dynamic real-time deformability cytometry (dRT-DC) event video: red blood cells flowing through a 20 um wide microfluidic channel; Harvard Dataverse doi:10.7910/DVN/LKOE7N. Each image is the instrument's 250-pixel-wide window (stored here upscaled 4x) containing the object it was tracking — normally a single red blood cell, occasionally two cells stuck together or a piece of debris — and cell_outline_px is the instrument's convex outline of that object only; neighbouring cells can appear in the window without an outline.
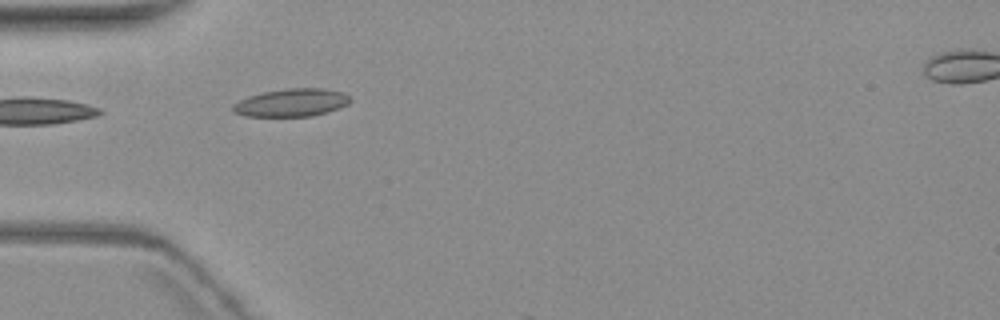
{"species": "common noctule bat (a hibernating species)", "species_latin": "Nyctalus noctula", "temperature_condition": "warm", "stored_images_in_passage": 3, "camera_frame_rate_fps": 3000, "um_per_image_px": 0.085, "animal": {"sex": "female", "body_mass_g": 19.3, "forearm_length_mm": 54.1}, "frame": {"image": 1, "passage_image": 2, "time_ms": 1.0, "image_size_px": [1000, 320], "cell_outline_px": [[352, 100], [348, 104], [312, 116], [244, 116], [232, 112], [232, 104], [248, 96], [264, 92], [288, 88], [324, 88], [344, 92]], "centroid_in_image_um": [24.75, 8.72], "position_along_channel_um": 60.3, "area_um2": 18.96}}